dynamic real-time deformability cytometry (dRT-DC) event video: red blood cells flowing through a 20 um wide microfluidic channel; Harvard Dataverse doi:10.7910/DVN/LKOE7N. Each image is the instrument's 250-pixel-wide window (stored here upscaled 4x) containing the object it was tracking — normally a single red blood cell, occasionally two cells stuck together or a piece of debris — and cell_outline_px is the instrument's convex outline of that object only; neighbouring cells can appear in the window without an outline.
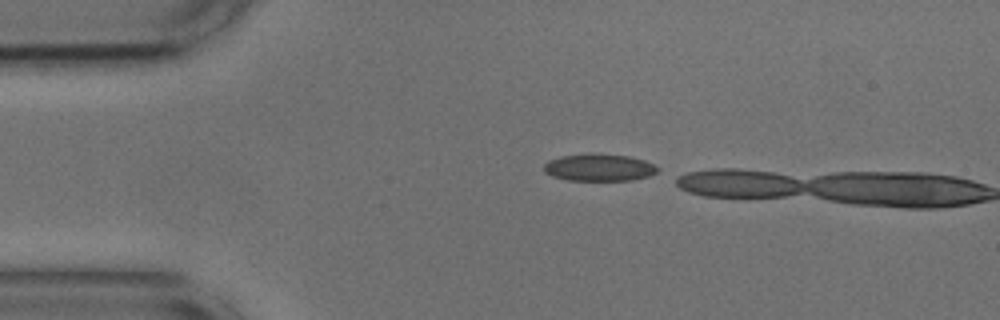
{"species": "common noctule bat (a hibernating species)", "species_latin": "Nyctalus noctula", "temperature_condition": "cold", "stored_images_in_passage": 2, "camera_frame_rate_fps": 3000, "um_per_image_px": 0.085, "animal": {"sex": "male", "body_mass_g": 17.9, "forearm_length_mm": 54.2}, "frame": {"image": 1, "passage_image": 1, "time_ms": 0.0, "image_size_px": [1000, 320], "cell_outline_px": [[660, 168], [656, 172], [648, 176], [632, 180], [568, 180], [552, 176], [544, 172], [544, 164], [548, 160], [560, 156], [592, 152], [628, 156], [644, 160]], "centroid_in_image_um": [50.89, 14.22], "position_along_channel_um": 34.1, "area_um2": 18.15}}